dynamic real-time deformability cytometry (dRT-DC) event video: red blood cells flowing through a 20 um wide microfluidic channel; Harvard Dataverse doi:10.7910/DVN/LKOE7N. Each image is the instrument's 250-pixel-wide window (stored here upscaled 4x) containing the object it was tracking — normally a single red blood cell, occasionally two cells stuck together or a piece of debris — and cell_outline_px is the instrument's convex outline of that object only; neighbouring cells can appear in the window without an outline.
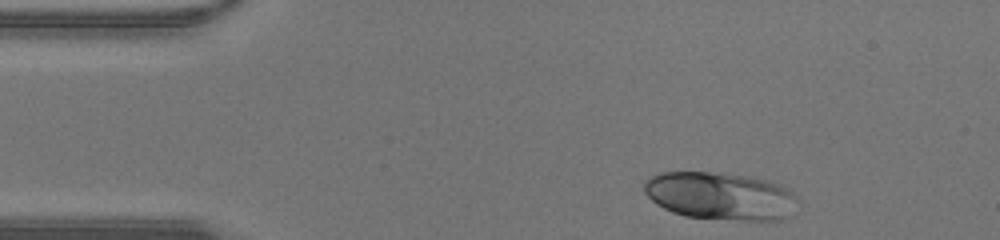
{"species": "human", "species_latin": "Homo sapiens", "temperature_condition": "warm", "stored_images_in_passage": 30, "camera_frame_rate_fps": 3000, "um_per_image_px": 0.085, "donor": {"sex": "male"}, "frame": {"image": 1, "passage_image": 1, "time_ms": 0.0, "image_size_px": [1000, 240], "cell_outline_px": [[800, 200], [784, 220], [748, 220], [684, 216], [672, 212], [656, 204], [644, 192], [644, 180], [660, 172], [708, 172], [744, 176], [772, 180], [788, 188]], "centroid_in_image_um": [61.25, 16.65], "position_along_channel_um": 23.8, "area_um2": 42.71}}
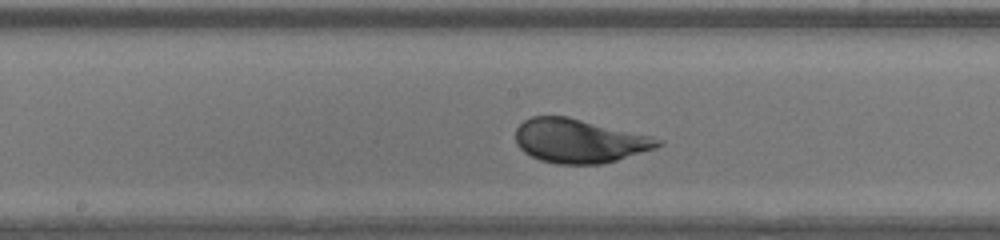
{"frame": {"image": 2, "passage_image": 16, "time_ms": 5.0, "image_size_px": [1000, 240], "cell_outline_px": [[664, 144], [656, 148], [616, 160], [600, 164], [556, 164], [540, 160], [524, 152], [516, 144], [516, 128], [524, 120], [532, 116], [568, 116], [652, 136], [664, 140]], "centroid_in_image_um": [49.25, 11.97], "position_along_channel_um": 199.0, "area_um2": 36.53}}
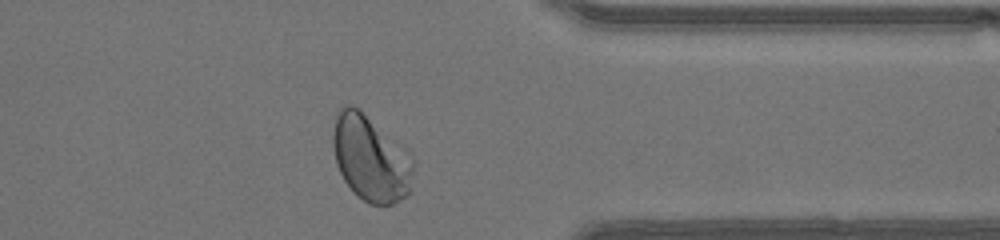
{"frame": {"image": 3, "passage_image": 28, "time_ms": 9.0, "image_size_px": [1000, 240], "cell_outline_px": [[416, 164], [412, 192], [408, 196], [392, 204], [368, 204], [356, 196], [344, 180], [336, 164], [332, 144], [332, 136], [336, 116], [340, 108], [344, 104], [352, 104], [404, 144], [412, 156]], "centroid_in_image_um": [31.57, 13.47], "position_along_channel_um": 379.8, "area_um2": 41.44}}